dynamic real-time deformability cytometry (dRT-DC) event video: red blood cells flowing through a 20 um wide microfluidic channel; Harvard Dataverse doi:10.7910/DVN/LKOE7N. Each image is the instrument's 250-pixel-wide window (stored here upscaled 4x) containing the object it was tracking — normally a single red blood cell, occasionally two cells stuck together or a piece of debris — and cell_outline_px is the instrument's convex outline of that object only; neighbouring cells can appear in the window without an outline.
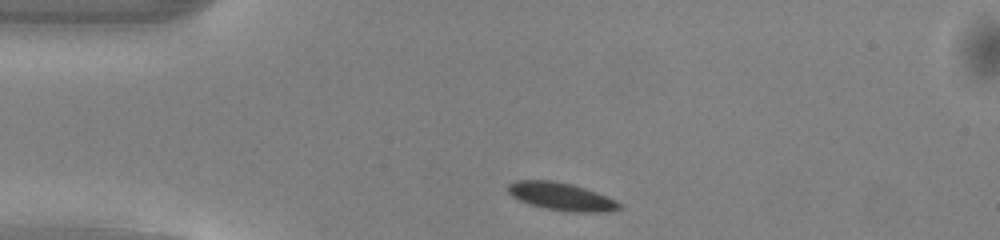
{"species": "common noctule bat (a hibernating species)", "species_latin": "Nyctalus noctula", "temperature_condition": "warm", "stored_images_in_passage": 40, "camera_frame_rate_fps": 3000, "um_per_image_px": 0.085, "animal": {"sex": "male", "body_mass_g": 13.0, "forearm_length_mm": 53.1}, "frame": {"image": 1, "passage_image": 1, "time_ms": 0.0, "image_size_px": [1000, 240], "cell_outline_px": [[624, 204], [620, 208], [608, 212], [568, 212], [544, 208], [528, 204], [516, 200], [508, 192], [508, 184], [516, 180], [552, 180], [572, 184], [596, 192], [616, 200]], "centroid_in_image_um": [47.7, 16.71], "position_along_channel_um": 37.3, "area_um2": 18.26}}
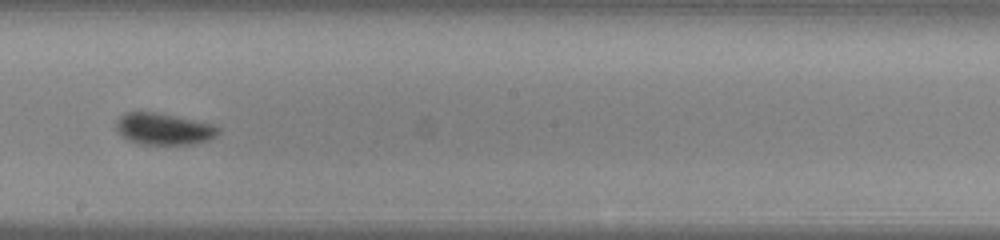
{"frame": {"image": 2, "passage_image": 18, "time_ms": 5.667, "image_size_px": [1000, 240], "cell_outline_px": [[220, 132], [216, 136], [208, 140], [192, 144], [140, 144], [128, 140], [116, 128], [116, 120], [124, 112], [152, 112], [212, 124], [220, 128]], "centroid_in_image_um": [13.91, 10.97], "position_along_channel_um": 234.3, "area_um2": 18.5}}
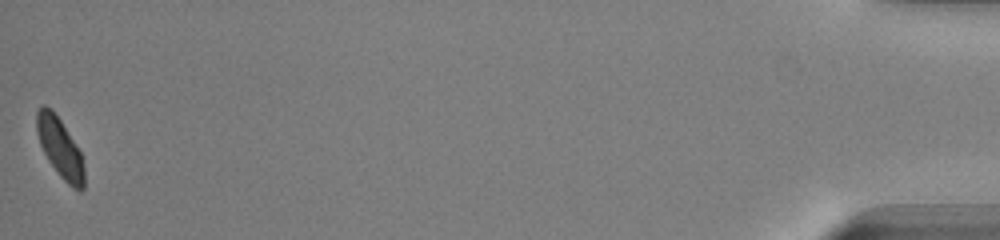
{"frame": {"image": 3, "passage_image": 40, "time_ms": 13.0, "image_size_px": [1000, 240], "cell_outline_px": [[84, 188], [80, 192], [72, 188], [60, 176], [48, 160], [40, 144], [36, 132], [36, 112], [44, 104], [60, 120], [80, 152], [84, 164]], "centroid_in_image_um": [5.1, 12.62], "position_along_channel_um": 430.1, "area_um2": 16.18}, "authors_computed_cell_mechanics": {"area_um2": 18.3515, "velocity_mm_per_s": 4.0617, "shape_relaxation_time_tau1_ms": 2.0206, "shape_relaxation_time_tau2_ms": 1.9029, "deformation_change_tau1": 0.0746, "deformation_change_tau2": 0.0514}}